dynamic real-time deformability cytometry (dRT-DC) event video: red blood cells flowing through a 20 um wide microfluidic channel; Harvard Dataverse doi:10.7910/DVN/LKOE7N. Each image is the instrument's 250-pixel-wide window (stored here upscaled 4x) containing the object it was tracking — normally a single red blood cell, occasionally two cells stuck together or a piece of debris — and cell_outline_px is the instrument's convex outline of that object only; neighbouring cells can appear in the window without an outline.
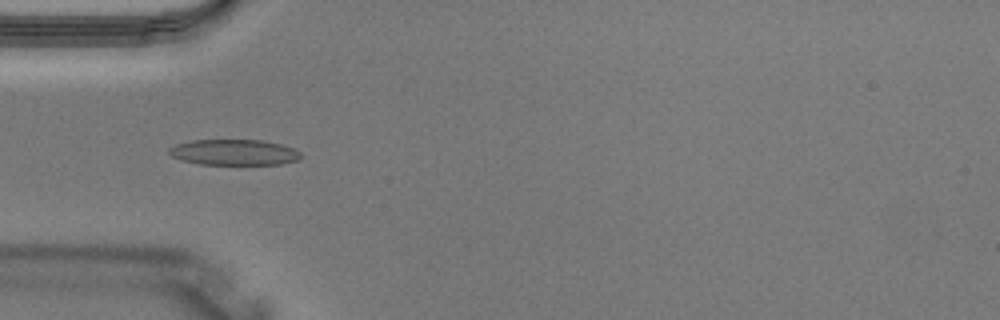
{"species": "Egyptian fruit bat (a non-hibernating species)", "species_latin": "Rousettus aegyptiacus", "temperature_condition": "warm", "stored_images_in_passage": 3, "camera_frame_rate_fps": 3000, "um_per_image_px": 0.085, "animal": {"sex": "male"}, "frame": {"image": 1, "passage_image": 3, "time_ms": 0.667, "image_size_px": [1000, 320], "cell_outline_px": [[300, 160], [280, 164], [200, 164], [180, 160], [172, 156], [168, 152], [168, 148], [176, 144], [192, 140], [260, 140], [280, 144], [292, 148], [300, 152]], "centroid_in_image_um": [19.87, 12.95], "position_along_channel_um": 65.1, "area_um2": 19.71}}